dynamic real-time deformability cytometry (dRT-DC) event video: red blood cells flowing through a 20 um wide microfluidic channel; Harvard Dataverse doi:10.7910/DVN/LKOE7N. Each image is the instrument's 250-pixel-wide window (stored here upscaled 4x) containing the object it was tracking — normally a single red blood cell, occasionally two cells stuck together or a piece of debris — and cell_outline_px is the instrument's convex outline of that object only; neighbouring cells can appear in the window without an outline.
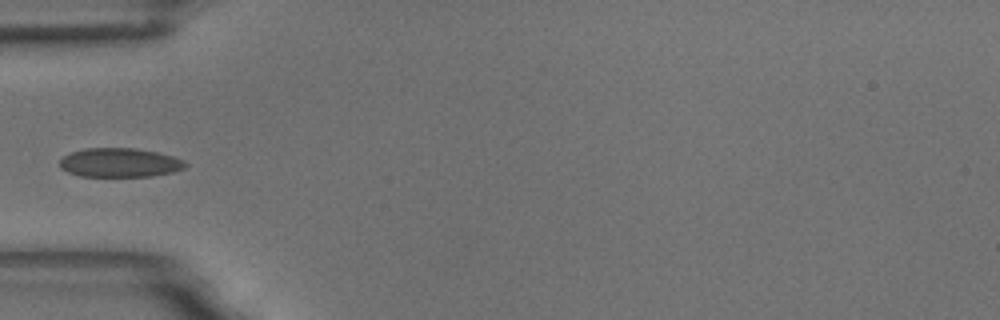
{"species": "common noctule bat (a hibernating species)", "species_latin": "Nyctalus noctula", "temperature_condition": "room temperature", "stored_images_in_passage": 1, "camera_frame_rate_fps": 3000, "um_per_image_px": 0.085, "animal": {"sex": "male", "body_mass_g": 18.8}, "frame": {"image": 1, "passage_image": 1, "time_ms": 0.0, "image_size_px": [1000, 320], "cell_outline_px": [[188, 164], [184, 168], [172, 172], [152, 176], [80, 176], [68, 172], [60, 168], [60, 160], [64, 156], [72, 152], [84, 148], [136, 148], [156, 152], [172, 156], [184, 160]], "centroid_in_image_um": [10.18, 13.82], "position_along_channel_um": 74.8, "area_um2": 21.21}}